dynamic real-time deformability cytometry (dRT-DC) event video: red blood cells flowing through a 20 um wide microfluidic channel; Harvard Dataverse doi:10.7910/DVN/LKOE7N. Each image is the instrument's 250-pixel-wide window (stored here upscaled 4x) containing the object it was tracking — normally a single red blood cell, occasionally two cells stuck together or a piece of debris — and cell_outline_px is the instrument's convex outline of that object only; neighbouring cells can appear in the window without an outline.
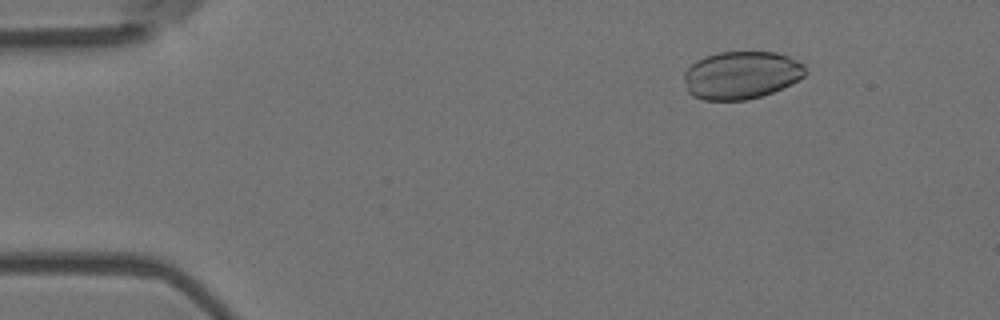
{"species": "Egyptian fruit bat (a non-hibernating species)", "species_latin": "Rousettus aegyptiacus", "temperature_condition": "room temperature", "stored_images_in_passage": 5, "camera_frame_rate_fps": 3000, "um_per_image_px": 0.085, "animal": {"sex": "female"}, "frame": {"image": 1, "passage_image": 3, "time_ms": 0.667, "image_size_px": [1000, 320], "cell_outline_px": [[808, 72], [804, 76], [792, 84], [772, 92], [760, 96], [744, 100], [704, 100], [692, 96], [688, 92], [684, 80], [684, 72], [696, 60], [704, 56], [720, 52], [776, 52], [788, 56], [804, 64]], "centroid_in_image_um": [63.01, 6.38], "position_along_channel_um": 22.0, "area_um2": 33.93}}